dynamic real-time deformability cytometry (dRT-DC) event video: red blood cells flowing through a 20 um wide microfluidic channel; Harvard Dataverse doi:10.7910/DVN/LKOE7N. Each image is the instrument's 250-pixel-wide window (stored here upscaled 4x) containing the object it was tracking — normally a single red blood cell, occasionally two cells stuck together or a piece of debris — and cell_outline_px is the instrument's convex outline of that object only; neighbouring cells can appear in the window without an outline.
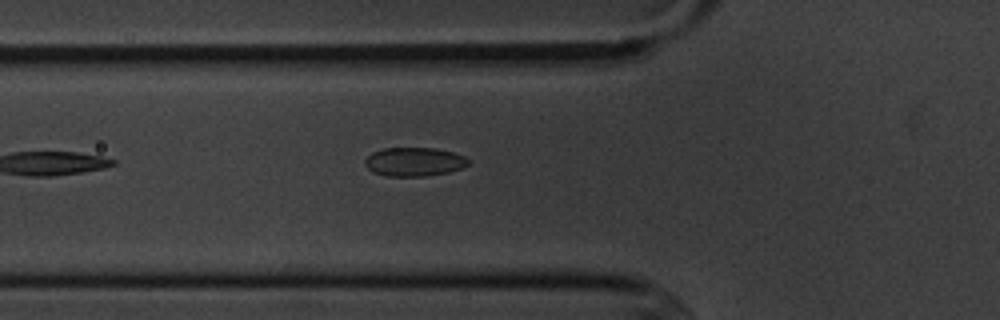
{"species": "common noctule bat (a hibernating species)", "species_latin": "Nyctalus noctula", "temperature_condition": "cold", "stored_images_in_passage": 7, "camera_frame_rate_fps": 3000, "um_per_image_px": 0.085, "animal": {"sex": "male", "body_mass_g": 20.1, "forearm_length_mm": 53.5}, "frame": {"image": 1, "passage_image": 6, "time_ms": 5.667, "image_size_px": [1000, 320], "cell_outline_px": [[472, 160], [468, 164], [460, 168], [448, 172], [424, 176], [388, 176], [372, 172], [364, 164], [364, 160], [372, 152], [384, 148], [436, 148], [452, 152], [464, 156]], "centroid_in_image_um": [35.2, 13.75], "position_along_channel_um": 90.6, "area_um2": 17.34}}